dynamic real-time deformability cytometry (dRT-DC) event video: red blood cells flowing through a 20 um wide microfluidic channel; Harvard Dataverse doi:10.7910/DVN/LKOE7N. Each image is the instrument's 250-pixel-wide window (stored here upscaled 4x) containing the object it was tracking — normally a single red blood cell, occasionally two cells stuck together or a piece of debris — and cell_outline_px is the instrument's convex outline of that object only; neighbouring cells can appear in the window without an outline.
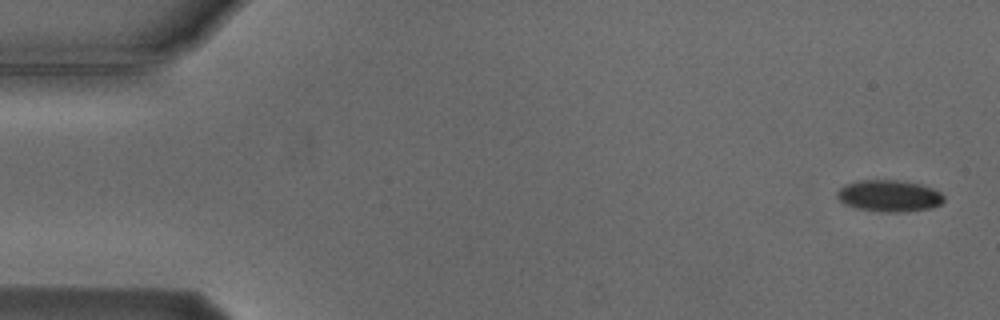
{"species": "Egyptian fruit bat (a non-hibernating species)", "species_latin": "Rousettus aegyptiacus", "temperature_condition": "cold", "stored_images_in_passage": 5, "segment_of_instrument_passage": [1, 2], "camera_frame_rate_fps": 3000, "um_per_image_px": 0.085, "animal": {"sex": "male"}, "frame": {"image": 1, "passage_image": 1, "time_ms": 0.0, "image_size_px": [1000, 320], "cell_outline_px": [[944, 200], [940, 204], [932, 208], [900, 212], [880, 212], [856, 208], [844, 204], [836, 196], [836, 192], [844, 184], [856, 180], [896, 180], [920, 184], [932, 188], [940, 192], [944, 196]], "centroid_in_image_um": [75.55, 16.65], "position_along_channel_um": 9.5, "area_um2": 19.83}}